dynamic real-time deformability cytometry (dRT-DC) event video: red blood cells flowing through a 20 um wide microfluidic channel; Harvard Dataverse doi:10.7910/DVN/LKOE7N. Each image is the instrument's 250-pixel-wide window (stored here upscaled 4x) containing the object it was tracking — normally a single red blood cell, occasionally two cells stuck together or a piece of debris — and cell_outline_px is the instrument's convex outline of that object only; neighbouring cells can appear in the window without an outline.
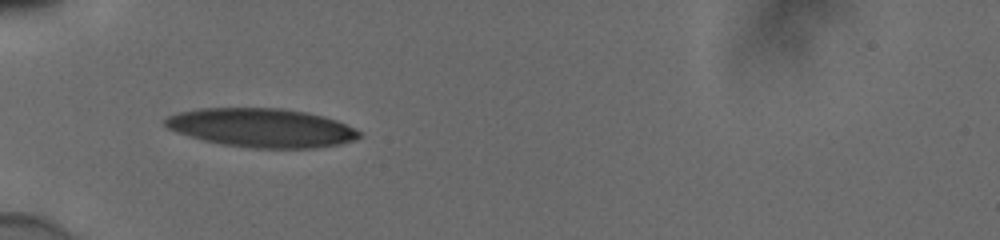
{"species": "human", "species_latin": "Homo sapiens", "temperature_condition": "cold", "stored_images_in_passage": 23, "camera_frame_rate_fps": 3000, "um_per_image_px": 0.085, "donor": {"sex": "male"}, "frame": {"image": 1, "passage_image": 1, "time_ms": 0.0, "image_size_px": [1000, 240], "cell_outline_px": [[360, 136], [356, 140], [340, 144], [316, 148], [252, 148], [224, 144], [204, 140], [176, 132], [168, 128], [164, 124], [164, 120], [168, 116], [180, 112], [196, 108], [284, 108], [308, 112], [324, 116], [336, 120], [360, 132]], "centroid_in_image_um": [22.24, 10.85], "position_along_channel_um": 62.8, "area_um2": 43.87}}
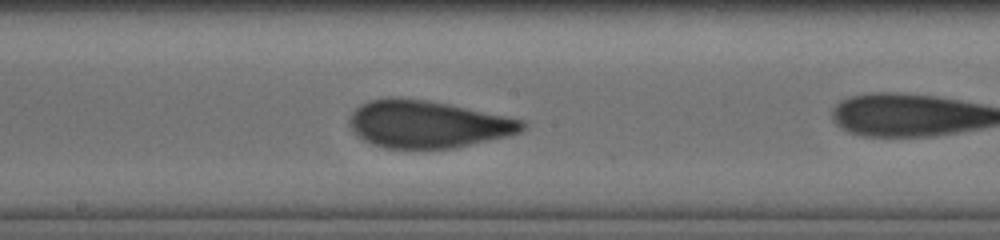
{"frame": {"image": 2, "passage_image": 10, "time_ms": 3.0, "image_size_px": [1000, 240], "cell_outline_px": [[528, 124], [520, 132], [508, 136], [452, 148], [384, 148], [372, 144], [356, 136], [348, 124], [348, 120], [352, 112], [360, 104], [368, 100], [388, 96], [400, 96], [428, 100], [448, 104], [524, 120]], "centroid_in_image_um": [36.29, 10.54], "position_along_channel_um": 211.9, "area_um2": 47.97}}
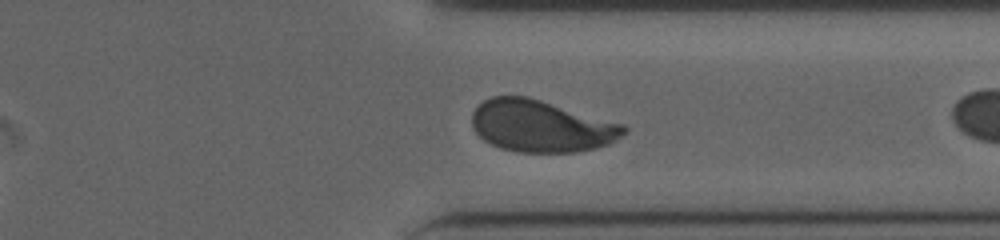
{"frame": {"image": 3, "passage_image": 22, "time_ms": 7.0, "image_size_px": [1000, 240], "cell_outline_px": [[628, 128], [616, 140], [608, 144], [596, 148], [576, 152], [520, 152], [500, 148], [484, 140], [472, 128], [472, 112], [484, 100], [492, 96], [528, 96], [624, 124]], "centroid_in_image_um": [45.99, 10.71], "position_along_channel_um": 365.4, "area_um2": 45.84}}